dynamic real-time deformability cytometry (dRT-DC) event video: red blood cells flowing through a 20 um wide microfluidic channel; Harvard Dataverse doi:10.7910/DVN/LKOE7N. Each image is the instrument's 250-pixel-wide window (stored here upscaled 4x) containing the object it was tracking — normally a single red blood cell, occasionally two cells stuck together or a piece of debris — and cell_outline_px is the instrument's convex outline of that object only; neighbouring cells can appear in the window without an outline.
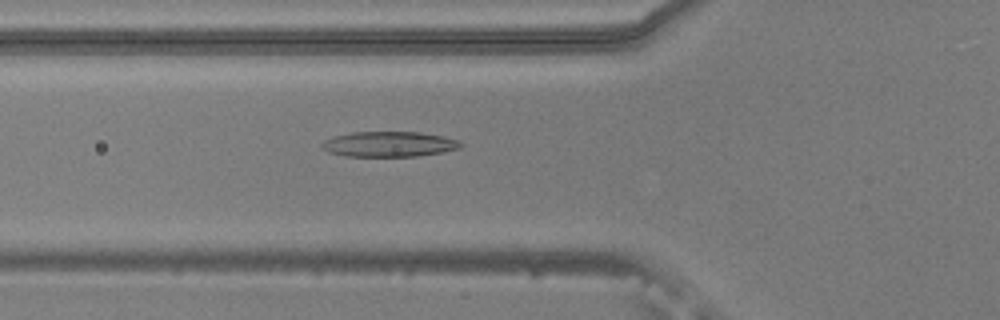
{"species": "common noctule bat (a hibernating species)", "species_latin": "Nyctalus noctula", "temperature_condition": "warm", "stored_images_in_passage": 49, "camera_frame_rate_fps": 3000, "um_per_image_px": 0.085, "animal": {"sex": "male", "body_mass_g": 20.5, "forearm_length_mm": 52.5}, "frame": {"image": 1, "passage_image": 15, "time_ms": 4.667, "image_size_px": [1000, 320], "cell_outline_px": [[464, 144], [460, 148], [440, 152], [416, 156], [344, 156], [328, 152], [320, 144], [324, 140], [336, 136], [352, 132], [420, 132], [444, 136], [456, 140]], "centroid_in_image_um": [33.07, 12.25], "position_along_channel_um": 92.7, "area_um2": 20.29}}
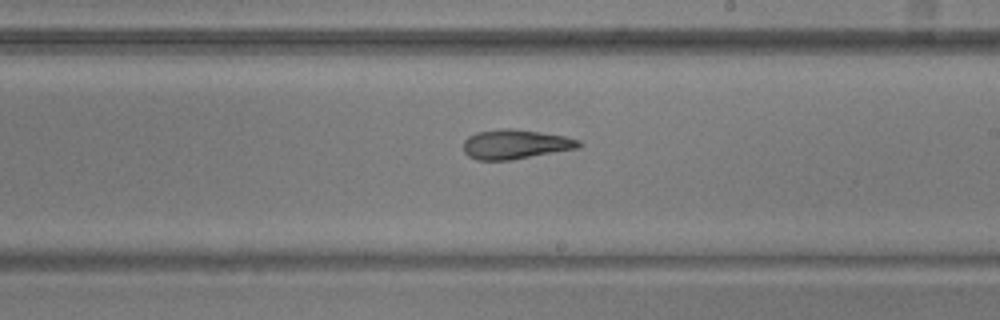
{"frame": {"image": 2, "passage_image": 27, "time_ms": 8.667, "image_size_px": [1000, 320], "cell_outline_px": [[584, 144], [576, 148], [512, 160], [476, 160], [468, 156], [464, 152], [464, 140], [468, 136], [476, 132], [500, 128], [512, 128], [564, 136], [580, 140]], "centroid_in_image_um": [43.77, 12.26], "position_along_channel_um": 245.2, "area_um2": 19.83}}
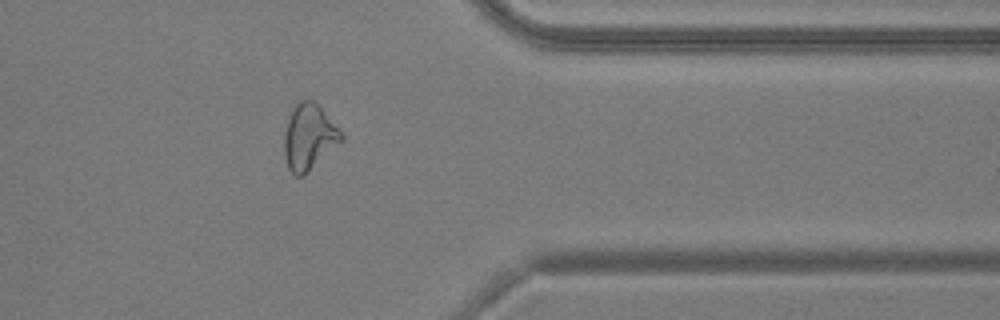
{"frame": {"image": 3, "passage_image": 39, "time_ms": 12.667, "image_size_px": [1000, 320], "cell_outline_px": [[344, 140], [304, 176], [296, 176], [288, 168], [284, 156], [284, 132], [292, 108], [300, 100], [312, 100], [320, 108], [344, 136]], "centroid_in_image_um": [26.24, 11.69], "position_along_channel_um": 385.2, "area_um2": 21.68}, "authors_computed_cell_mechanics": {"area_um2": 21.3282, "velocity_mm_per_s": 3.7885, "shape_relaxation_time_tau1_ms": null, "shape_relaxation_time_tau2_ms": 2.881, "deformation_change_tau1": null, "deformation_change_tau2": 0.1278}}